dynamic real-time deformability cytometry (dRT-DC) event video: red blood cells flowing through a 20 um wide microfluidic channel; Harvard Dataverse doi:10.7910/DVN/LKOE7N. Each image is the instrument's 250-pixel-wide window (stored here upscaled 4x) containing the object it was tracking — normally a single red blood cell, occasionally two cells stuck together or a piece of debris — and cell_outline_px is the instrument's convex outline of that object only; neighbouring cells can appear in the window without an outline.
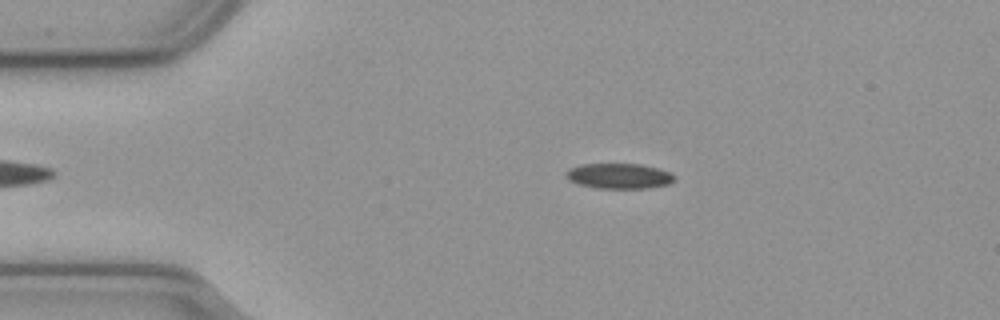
{"species": "common noctule bat (a hibernating species)", "species_latin": "Nyctalus noctula", "temperature_condition": "cold", "stored_images_in_passage": 46, "camera_frame_rate_fps": 3000, "um_per_image_px": 0.085, "animal": {"sex": "male", "body_mass_g": 23.1, "forearm_length_mm": 52.7}, "frame": {"image": 1, "passage_image": 8, "time_ms": 2.333, "image_size_px": [1000, 320], "cell_outline_px": [[676, 180], [668, 184], [648, 188], [596, 188], [580, 184], [568, 180], [564, 172], [568, 168], [580, 164], [640, 164], [656, 168], [668, 172], [676, 176]], "centroid_in_image_um": [52.59, 14.96], "position_along_channel_um": 32.4, "area_um2": 16.01}}
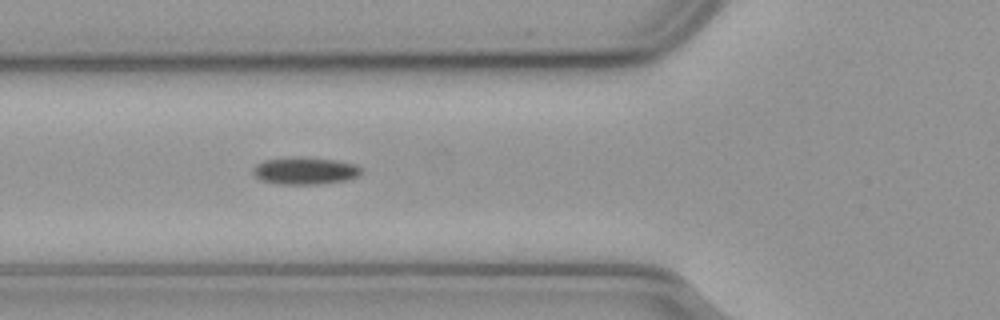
{"frame": {"image": 2, "passage_image": 17, "time_ms": 5.333, "image_size_px": [1000, 320], "cell_outline_px": [[364, 168], [360, 176], [348, 180], [316, 184], [276, 184], [260, 180], [252, 172], [252, 168], [256, 164], [264, 160], [296, 156], [304, 156], [336, 160], [356, 164]], "centroid_in_image_um": [25.95, 14.5], "position_along_channel_um": 99.8, "area_um2": 17.63}}
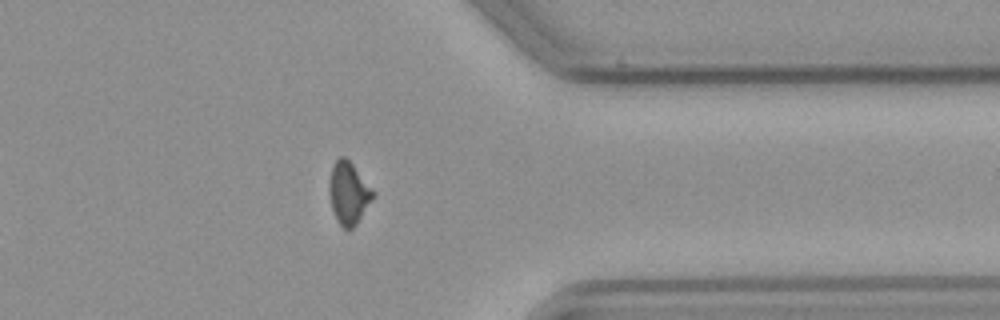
{"frame": {"image": 3, "passage_image": 41, "time_ms": 13.333, "image_size_px": [1000, 320], "cell_outline_px": [[376, 196], [356, 224], [352, 228], [344, 228], [336, 220], [332, 208], [328, 192], [328, 184], [332, 164], [340, 156], [344, 156], [352, 164], [376, 192]], "centroid_in_image_um": [29.63, 16.4], "position_along_channel_um": 381.8, "area_um2": 16.07}}